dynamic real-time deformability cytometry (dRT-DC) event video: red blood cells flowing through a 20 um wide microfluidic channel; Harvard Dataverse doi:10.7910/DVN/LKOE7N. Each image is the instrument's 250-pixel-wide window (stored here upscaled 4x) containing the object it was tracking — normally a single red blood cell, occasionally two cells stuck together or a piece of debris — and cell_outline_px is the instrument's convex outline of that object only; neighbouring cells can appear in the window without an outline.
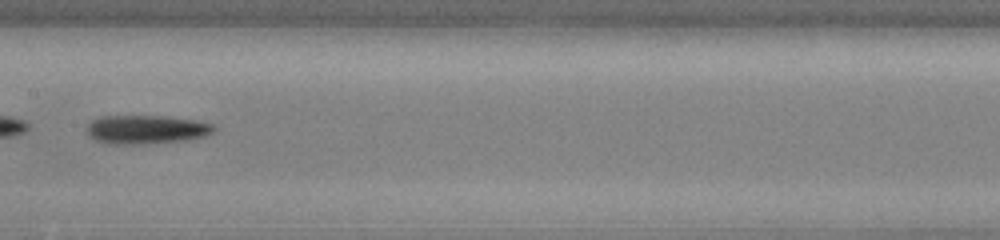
{"species": "common noctule bat (a hibernating species)", "species_latin": "Nyctalus noctula", "temperature_condition": "cold", "stored_images_in_passage": 40, "camera_frame_rate_fps": 3000, "um_per_image_px": 0.085, "animal": {"sex": "male", "body_mass_g": 13.0, "forearm_length_mm": 53.1}, "frame": {"image": 1, "passage_image": 17, "time_ms": 5.333, "image_size_px": [1000, 240], "cell_outline_px": [[216, 128], [212, 132], [204, 136], [188, 140], [144, 144], [108, 144], [96, 140], [88, 136], [84, 128], [92, 120], [100, 116], [164, 116], [192, 120], [212, 124]], "centroid_in_image_um": [12.36, 11.01], "position_along_channel_um": 195.0, "area_um2": 21.39}}
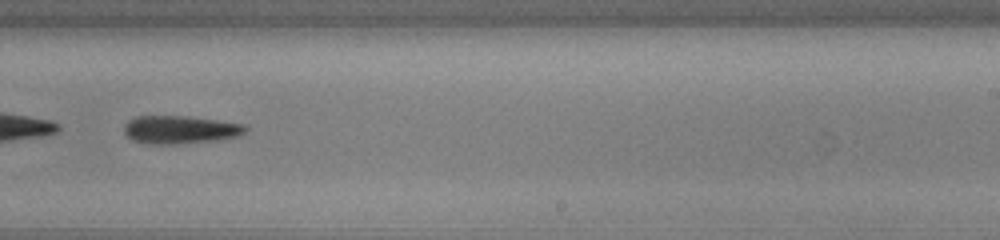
{"frame": {"image": 2, "passage_image": 23, "time_ms": 7.333, "image_size_px": [1000, 240], "cell_outline_px": [[248, 128], [244, 132], [236, 136], [212, 140], [176, 144], [148, 144], [132, 140], [124, 132], [124, 124], [128, 120], [136, 116], [188, 116], [248, 124]], "centroid_in_image_um": [15.29, 11.01], "position_along_channel_um": 273.7, "area_um2": 19.83}}
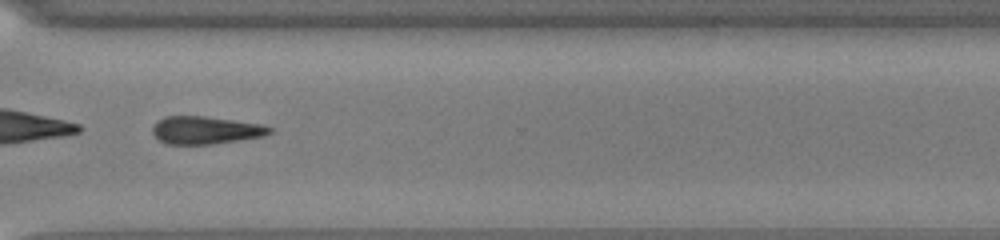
{"frame": {"image": 3, "passage_image": 29, "time_ms": 9.333, "image_size_px": [1000, 240], "cell_outline_px": [[272, 132], [264, 136], [240, 140], [212, 144], [164, 144], [152, 132], [152, 128], [156, 120], [164, 116], [204, 116], [264, 124], [272, 128]], "centroid_in_image_um": [17.47, 11.06], "position_along_channel_um": 353.1, "area_um2": 19.07}, "authors_computed_cell_mechanics": {"area_um2": 21.2704, "velocity_mm_per_s": 3.9626, "shape_relaxation_time_tau1_ms": 1.2651, "shape_relaxation_time_tau2_ms": null, "deformation_change_tau1": 0.134, "deformation_change_tau2": null}}